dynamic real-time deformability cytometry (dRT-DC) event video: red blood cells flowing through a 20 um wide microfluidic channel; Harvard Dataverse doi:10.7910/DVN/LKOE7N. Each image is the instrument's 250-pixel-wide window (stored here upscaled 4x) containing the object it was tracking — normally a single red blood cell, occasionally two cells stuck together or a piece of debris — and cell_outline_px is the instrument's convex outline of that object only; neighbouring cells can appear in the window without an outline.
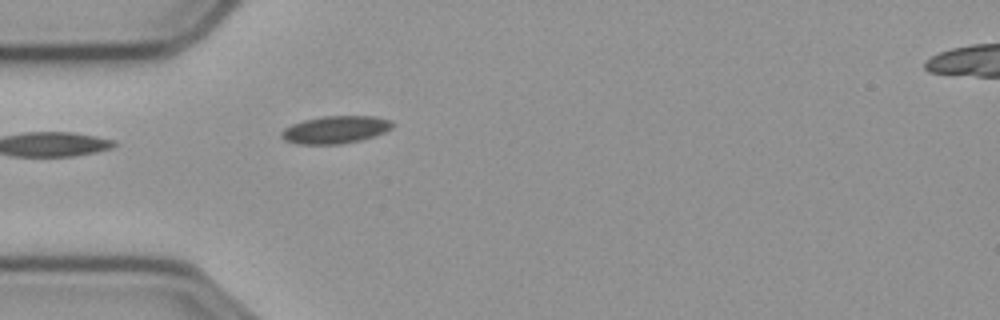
{"species": "common noctule bat (a hibernating species)", "species_latin": "Nyctalus noctula", "temperature_condition": "cold", "stored_images_in_passage": 8, "camera_frame_rate_fps": 3000, "um_per_image_px": 0.085, "animal": {"sex": "male", "body_mass_g": 23.1, "forearm_length_mm": 52.7}, "frame": {"image": 1, "passage_image": 1, "time_ms": 0.0, "image_size_px": [1000, 320], "cell_outline_px": [[392, 128], [384, 132], [360, 140], [336, 144], [296, 144], [284, 140], [280, 136], [280, 132], [284, 128], [292, 124], [304, 120], [324, 116], [376, 116], [392, 120]], "centroid_in_image_um": [28.48, 11.02], "position_along_channel_um": 56.5, "area_um2": 17.74}}
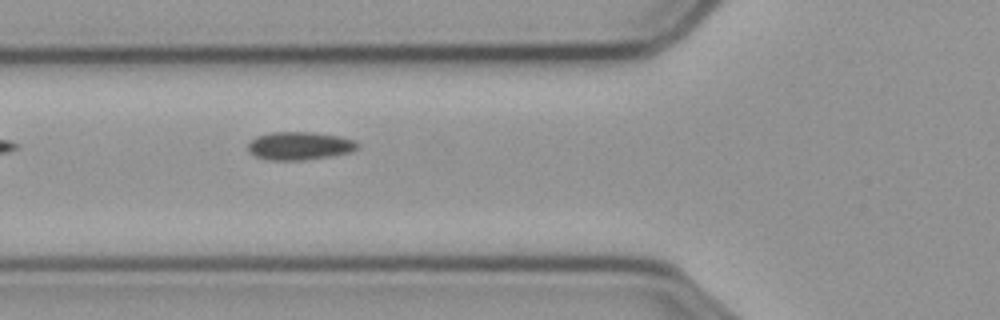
{"frame": {"image": 2, "passage_image": 5, "time_ms": 1.333, "image_size_px": [1000, 320], "cell_outline_px": [[360, 148], [348, 152], [332, 156], [304, 160], [268, 160], [256, 156], [248, 152], [248, 144], [256, 136], [272, 132], [312, 132], [340, 136], [356, 140], [360, 144]], "centroid_in_image_um": [25.49, 12.39], "position_along_channel_um": 100.3, "area_um2": 18.09}}
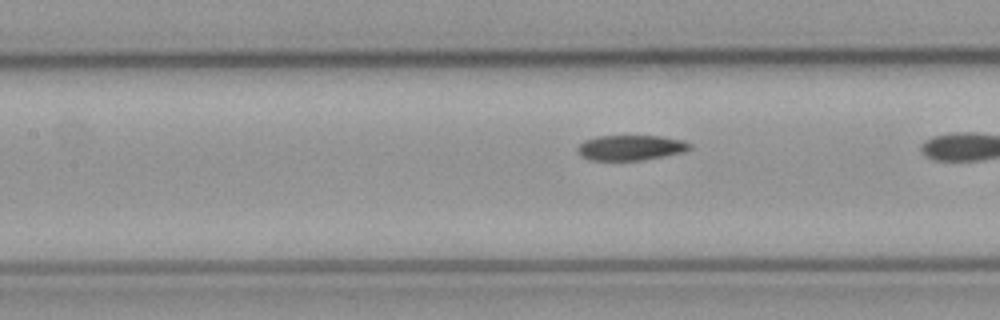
{"frame": {"image": 3, "passage_image": 7, "time_ms": 2.0, "image_size_px": [1000, 320], "cell_outline_px": [[692, 148], [684, 152], [640, 160], [588, 160], [580, 156], [576, 152], [576, 148], [584, 140], [596, 136], [660, 136], [684, 140], [692, 144]], "centroid_in_image_um": [53.58, 12.55], "position_along_channel_um": 153.8, "area_um2": 16.65}}